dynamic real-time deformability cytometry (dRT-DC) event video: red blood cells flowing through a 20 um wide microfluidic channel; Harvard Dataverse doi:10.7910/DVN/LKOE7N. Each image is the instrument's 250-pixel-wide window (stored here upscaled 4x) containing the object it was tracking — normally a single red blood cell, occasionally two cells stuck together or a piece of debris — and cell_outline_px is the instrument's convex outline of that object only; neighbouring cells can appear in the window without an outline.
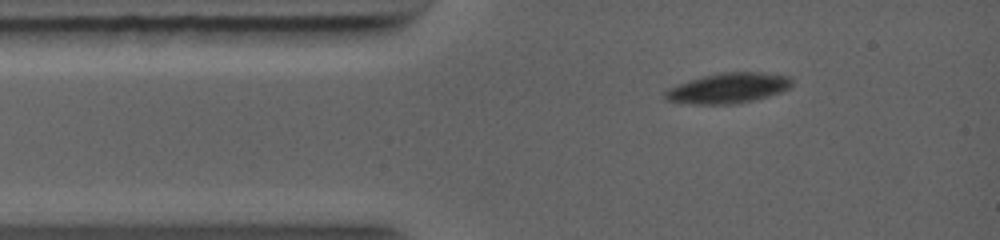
{"species": "common noctule bat (a hibernating species)", "species_latin": "Nyctalus noctula", "temperature_condition": "warm", "stored_images_in_passage": 39, "camera_frame_rate_fps": 5000, "um_per_image_px": 0.085, "animal": {"sex": "female", "body_mass_g": 19.0, "forearm_length_mm": 56.7}, "frame": {"image": 1, "passage_image": 1, "time_ms": 0.0, "image_size_px": [1000, 240], "cell_outline_px": [[792, 84], [788, 88], [780, 92], [752, 100], [736, 104], [696, 104], [664, 100], [664, 92], [668, 88], [676, 84], [700, 76], [720, 72], [764, 72], [788, 76], [792, 80]], "centroid_in_image_um": [61.84, 7.48], "position_along_channel_um": 23.2, "area_um2": 22.43}}
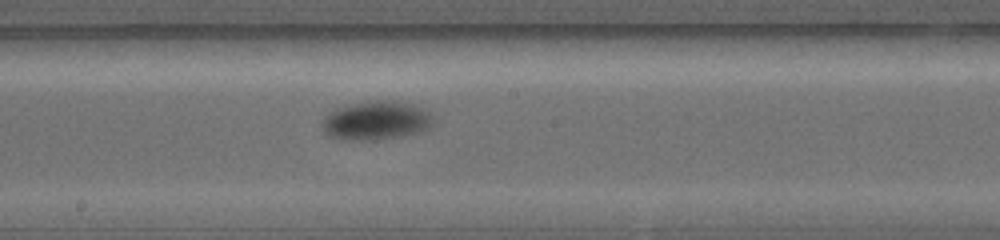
{"frame": {"image": 2, "passage_image": 15, "time_ms": 4.8, "image_size_px": [1000, 240], "cell_outline_px": [[432, 124], [428, 128], [420, 132], [400, 136], [372, 140], [340, 140], [328, 136], [324, 132], [320, 124], [336, 108], [368, 100], [396, 100], [412, 104], [424, 108], [432, 116]], "centroid_in_image_um": [31.97, 10.24], "position_along_channel_um": 216.2, "area_um2": 25.2}}
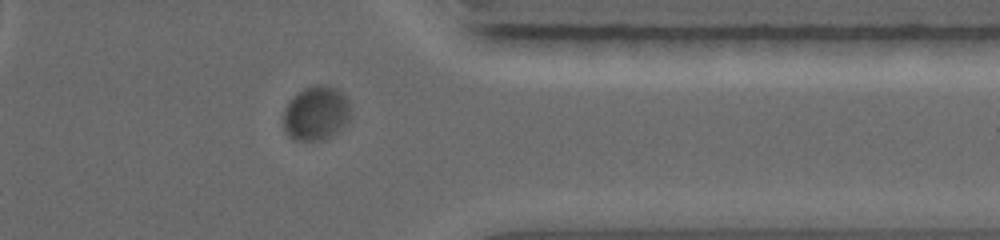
{"frame": {"image": 3, "passage_image": 29, "time_ms": 8.6, "image_size_px": [1000, 240], "cell_outline_px": [[352, 116], [344, 128], [324, 140], [292, 140], [284, 132], [284, 108], [292, 96], [304, 88], [316, 84], [324, 84], [336, 88], [348, 100]], "centroid_in_image_um": [26.87, 9.63], "position_along_channel_um": 384.5, "area_um2": 21.73}}